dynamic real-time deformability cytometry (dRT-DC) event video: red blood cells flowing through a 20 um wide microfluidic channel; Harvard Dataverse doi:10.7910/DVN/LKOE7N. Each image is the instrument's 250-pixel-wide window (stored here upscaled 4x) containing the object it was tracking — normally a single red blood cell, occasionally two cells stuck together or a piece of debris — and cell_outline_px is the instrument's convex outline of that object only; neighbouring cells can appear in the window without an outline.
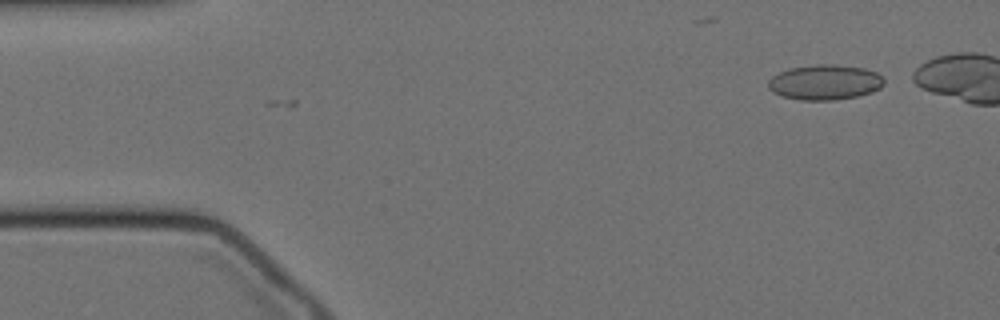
{"species": "Egyptian fruit bat (a non-hibernating species)", "species_latin": "Rousettus aegyptiacus", "temperature_condition": "cold", "stored_images_in_passage": 2, "camera_frame_rate_fps": 3000, "um_per_image_px": 0.085, "animal": {"sex": "female"}, "frame": {"image": 1, "passage_image": 2, "time_ms": 0.333, "image_size_px": [1000, 320], "cell_outline_px": [[884, 84], [880, 88], [872, 92], [856, 96], [836, 100], [800, 100], [784, 96], [772, 92], [768, 88], [768, 80], [772, 76], [788, 68], [816, 64], [836, 64], [864, 68], [876, 72], [884, 80]], "centroid_in_image_um": [70.1, 6.98], "position_along_channel_um": 14.9, "area_um2": 23.81}}